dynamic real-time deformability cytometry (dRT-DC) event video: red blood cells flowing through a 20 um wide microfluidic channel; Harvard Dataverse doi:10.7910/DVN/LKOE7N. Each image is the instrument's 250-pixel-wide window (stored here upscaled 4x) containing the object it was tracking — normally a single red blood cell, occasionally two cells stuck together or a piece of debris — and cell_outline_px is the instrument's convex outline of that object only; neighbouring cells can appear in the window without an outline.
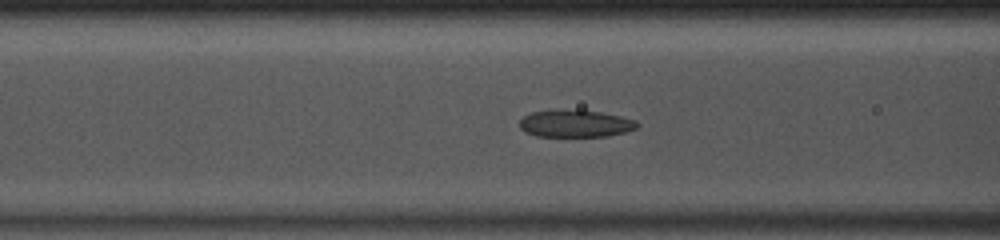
{"species": "common noctule bat (a hibernating species)", "species_latin": "Nyctalus noctula", "temperature_condition": "room temperature", "stored_images_in_passage": 39, "camera_frame_rate_fps": 3000, "um_per_image_px": 0.085, "animal": {"sex": "male", "body_mass_g": 13.0, "forearm_length_mm": 53.1}, "frame": {"image": 1, "passage_image": 10, "time_ms": 3.0, "image_size_px": [1000, 240], "cell_outline_px": [[640, 124], [636, 128], [624, 132], [608, 136], [536, 136], [524, 132], [520, 128], [520, 120], [524, 116], [532, 112], [600, 112], [620, 116], [636, 120]], "centroid_in_image_um": [48.93, 10.55], "position_along_channel_um": 117.7, "area_um2": 17.86}}
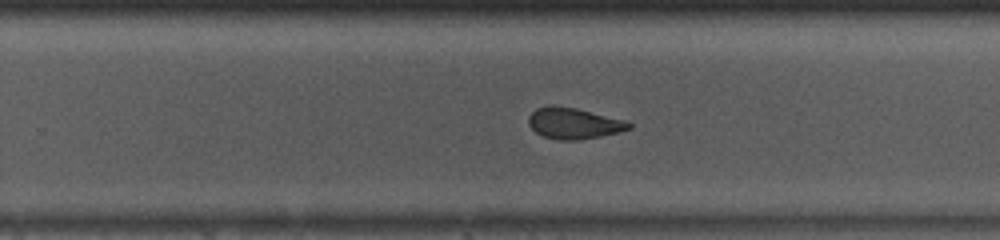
{"frame": {"image": 2, "passage_image": 22, "time_ms": 7.0, "image_size_px": [1000, 240], "cell_outline_px": [[632, 128], [620, 132], [600, 136], [576, 140], [560, 140], [544, 136], [536, 132], [528, 124], [528, 116], [536, 108], [552, 104], [576, 108], [628, 120], [632, 124]], "centroid_in_image_um": [48.79, 10.46], "position_along_channel_um": 281.0, "area_um2": 18.38}}
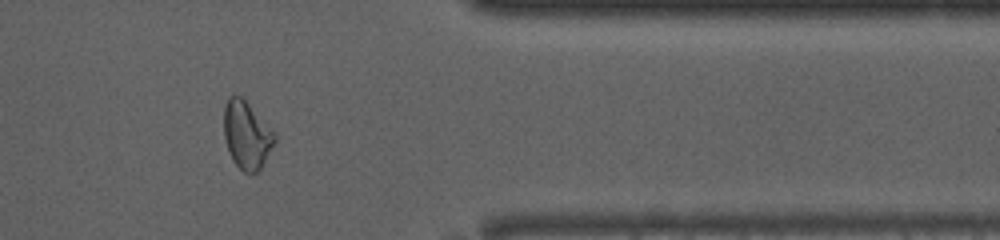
{"frame": {"image": 3, "passage_image": 31, "time_ms": 10.0, "image_size_px": [1000, 240], "cell_outline_px": [[276, 140], [260, 168], [256, 172], [244, 172], [232, 160], [228, 152], [224, 136], [224, 108], [228, 96], [232, 92], [240, 96], [276, 132]], "centroid_in_image_um": [20.95, 11.44], "position_along_channel_um": 390.4, "area_um2": 19.94}, "authors_computed_cell_mechanics": {"area_um2": 19.2474, "velocity_mm_per_s": 4.0823, "shape_relaxation_time_tau1_ms": 4.736, "shape_relaxation_time_tau2_ms": 1.0107, "deformation_change_tau1": 0.168, "deformation_change_tau2": 0.0778}}